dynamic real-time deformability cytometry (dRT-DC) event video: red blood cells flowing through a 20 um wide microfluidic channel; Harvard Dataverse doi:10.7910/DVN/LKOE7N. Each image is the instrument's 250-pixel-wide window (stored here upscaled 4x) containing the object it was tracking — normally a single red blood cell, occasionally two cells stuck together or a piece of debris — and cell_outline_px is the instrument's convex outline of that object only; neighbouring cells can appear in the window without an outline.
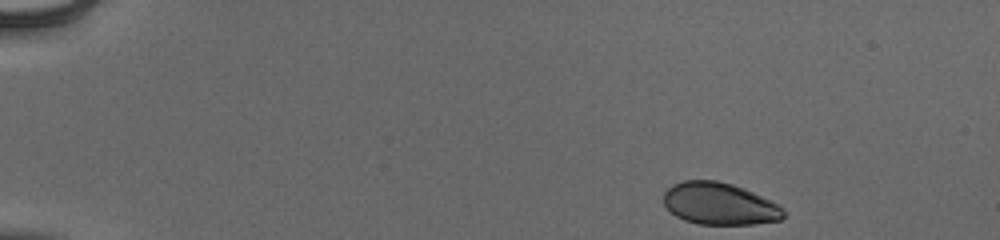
{"species": "human", "species_latin": "Homo sapiens", "temperature_condition": "cold", "stored_images_in_passage": 47, "camera_frame_rate_fps": 3000, "um_per_image_px": 0.085, "donor": {"sex": "male"}, "frame": {"image": 1, "passage_image": 1, "time_ms": 0.0, "image_size_px": [1000, 240], "cell_outline_px": [[784, 216], [780, 220], [756, 224], [700, 224], [684, 220], [676, 216], [664, 204], [664, 192], [672, 184], [684, 180], [716, 180], [732, 184], [744, 188], [780, 204], [784, 212]], "centroid_in_image_um": [61.17, 17.31], "position_along_channel_um": 23.8, "area_um2": 29.48}}
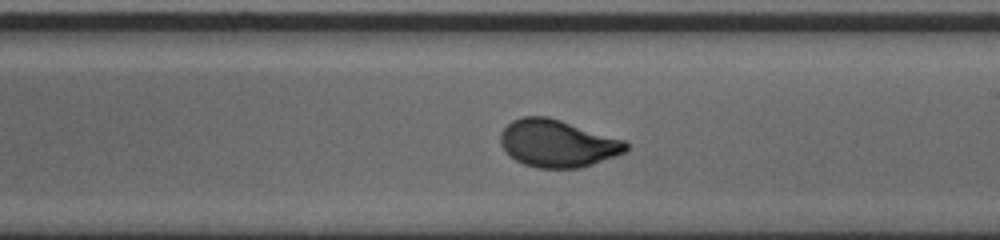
{"frame": {"image": 2, "passage_image": 27, "time_ms": 8.667, "image_size_px": [1000, 240], "cell_outline_px": [[628, 148], [624, 152], [616, 156], [580, 168], [536, 168], [524, 164], [516, 160], [504, 148], [500, 140], [500, 132], [512, 120], [520, 116], [548, 116], [624, 140], [628, 144]], "centroid_in_image_um": [47.38, 12.18], "position_along_channel_um": 241.6, "area_um2": 34.45}}
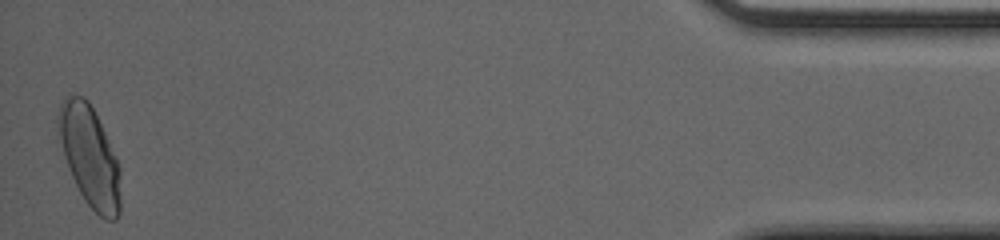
{"frame": {"image": 3, "passage_image": 47, "time_ms": 15.333, "image_size_px": [1000, 240], "cell_outline_px": [[120, 212], [116, 220], [104, 220], [84, 200], [68, 168], [60, 140], [56, 120], [56, 116], [60, 104], [64, 96], [68, 92], [84, 96], [88, 100], [108, 140], [120, 168]], "centroid_in_image_um": [7.6, 13.25], "position_along_channel_um": 427.6, "area_um2": 36.41}, "authors_computed_cell_mechanics": {"area_um2": 33.9286, "velocity_mm_per_s": 3.9372, "shape_relaxation_time_tau1_ms": 2.99, "shape_relaxation_time_tau2_ms": null, "deformation_change_tau1": 0.1456, "deformation_change_tau2": null}}